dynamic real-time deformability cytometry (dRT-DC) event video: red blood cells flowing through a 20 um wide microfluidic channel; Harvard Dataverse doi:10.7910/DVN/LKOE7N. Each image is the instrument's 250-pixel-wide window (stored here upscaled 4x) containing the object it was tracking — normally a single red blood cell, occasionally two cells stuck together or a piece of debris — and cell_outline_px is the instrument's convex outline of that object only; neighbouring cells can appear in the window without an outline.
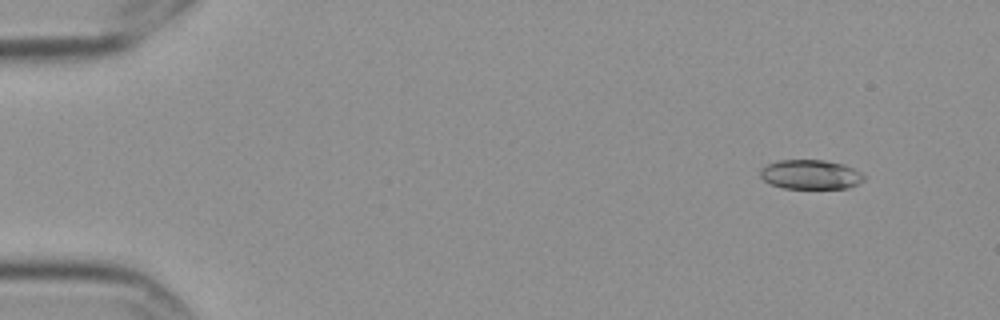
{"species": "Egyptian fruit bat (a non-hibernating species)", "species_latin": "Rousettus aegyptiacus", "temperature_condition": "cold", "stored_images_in_passage": 9, "camera_frame_rate_fps": 3000, "um_per_image_px": 0.085, "frame": {"image": 1, "passage_image": 2, "time_ms": 0.333, "image_size_px": [1000, 320], "cell_outline_px": [[864, 180], [848, 188], [784, 188], [772, 184], [764, 180], [760, 176], [760, 168], [768, 164], [780, 160], [824, 160], [844, 164], [860, 172], [864, 176]], "centroid_in_image_um": [68.89, 14.83], "position_along_channel_um": 16.1, "area_um2": 17.63}}
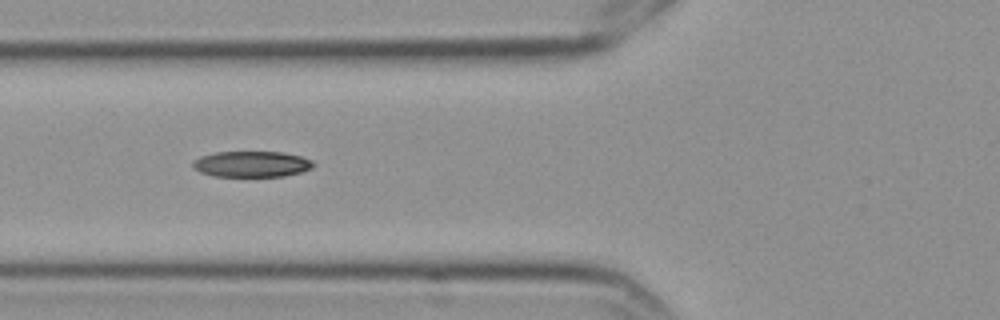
{"frame": {"image": 2, "passage_image": 7, "time_ms": 2.0, "image_size_px": [1000, 320], "cell_outline_px": [[316, 164], [312, 168], [300, 172], [284, 176], [212, 176], [200, 172], [192, 168], [192, 160], [200, 156], [216, 152], [284, 152], [300, 156], [312, 160]], "centroid_in_image_um": [21.37, 13.94], "position_along_channel_um": 104.4, "area_um2": 18.32}}
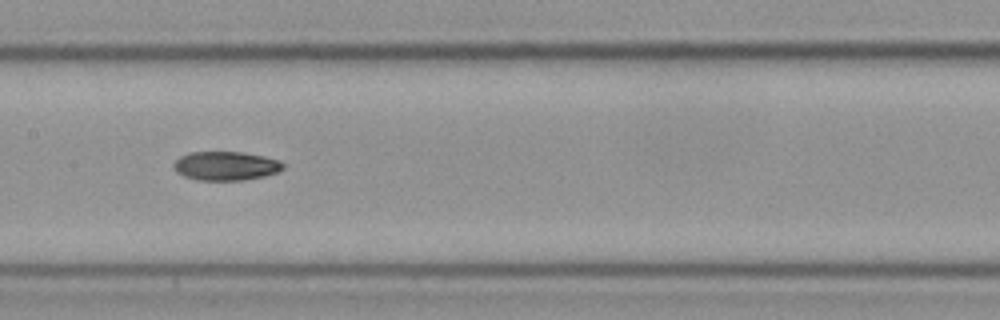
{"frame": {"image": 3, "passage_image": 9, "time_ms": 2.667, "image_size_px": [1000, 320], "cell_outline_px": [[284, 168], [276, 172], [264, 176], [240, 180], [196, 180], [184, 176], [176, 172], [172, 164], [180, 156], [188, 152], [244, 152], [264, 156], [280, 160], [284, 164]], "centroid_in_image_um": [19.17, 14.09], "position_along_channel_um": 188.2, "area_um2": 18.5}}